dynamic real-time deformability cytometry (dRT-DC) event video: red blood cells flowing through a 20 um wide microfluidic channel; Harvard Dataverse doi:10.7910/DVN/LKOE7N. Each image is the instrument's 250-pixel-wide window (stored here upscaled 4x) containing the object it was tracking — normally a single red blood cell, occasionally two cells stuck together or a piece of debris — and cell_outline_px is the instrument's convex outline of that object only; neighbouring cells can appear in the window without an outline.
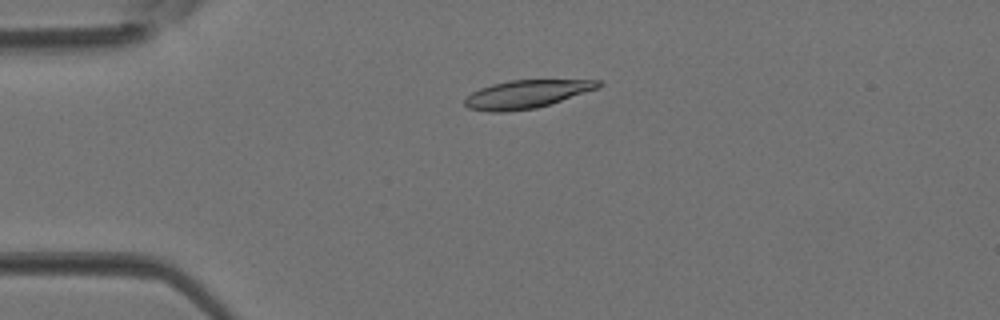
{"species": "Egyptian fruit bat (a non-hibernating species)", "species_latin": "Rousettus aegyptiacus", "temperature_condition": "room temperature", "stored_images_in_passage": 4, "camera_frame_rate_fps": 3000, "um_per_image_px": 0.085, "animal": {"sex": "female"}, "frame": {"image": 1, "passage_image": 3, "time_ms": 0.667, "image_size_px": [1000, 320], "cell_outline_px": [[604, 84], [600, 88], [536, 108], [504, 112], [488, 112], [468, 108], [464, 104], [464, 100], [472, 92], [480, 88], [492, 84], [508, 80], [600, 80]], "centroid_in_image_um": [44.76, 8.0], "position_along_channel_um": 40.2, "area_um2": 21.91}}